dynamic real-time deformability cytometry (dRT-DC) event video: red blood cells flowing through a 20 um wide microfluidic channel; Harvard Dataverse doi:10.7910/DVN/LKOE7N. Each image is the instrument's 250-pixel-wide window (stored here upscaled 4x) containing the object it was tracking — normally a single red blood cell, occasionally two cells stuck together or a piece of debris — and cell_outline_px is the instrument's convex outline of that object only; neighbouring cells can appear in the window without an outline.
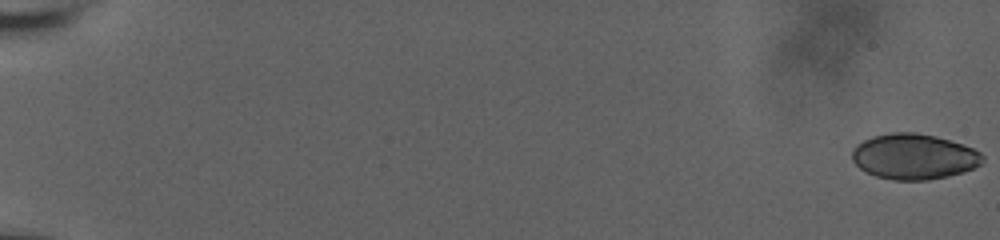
{"species": "human", "species_latin": "Homo sapiens", "temperature_condition": "room temperature", "stored_images_in_passage": 60, "camera_frame_rate_fps": 3000, "um_per_image_px": 0.085, "donor": {"sex": "male"}, "frame": {"image": 1, "passage_image": 1, "time_ms": 0.0, "image_size_px": [1000, 240], "cell_outline_px": [[984, 160], [980, 164], [972, 168], [948, 176], [928, 180], [892, 180], [876, 176], [860, 168], [852, 160], [852, 148], [856, 144], [872, 136], [892, 132], [916, 132], [936, 136], [972, 148], [980, 152], [984, 156]], "centroid_in_image_um": [77.65, 13.3], "position_along_channel_um": 7.3, "area_um2": 34.51}}
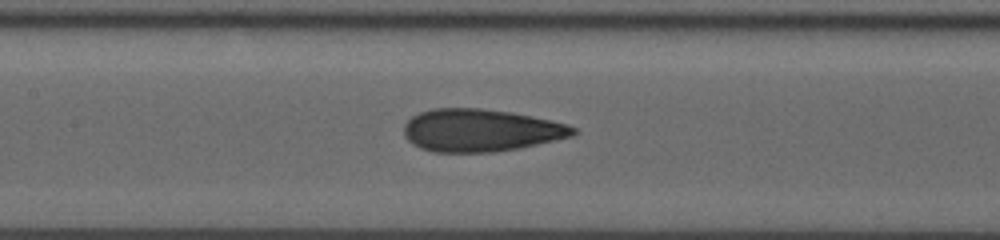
{"frame": {"image": 2, "passage_image": 32, "time_ms": 10.333, "image_size_px": [1000, 240], "cell_outline_px": [[576, 132], [572, 136], [520, 148], [496, 152], [432, 152], [420, 148], [412, 144], [404, 136], [404, 124], [412, 116], [420, 112], [432, 108], [480, 108], [512, 112], [552, 120], [568, 124], [576, 128]], "centroid_in_image_um": [40.84, 11.08], "position_along_channel_um": 166.6, "area_um2": 42.19}}
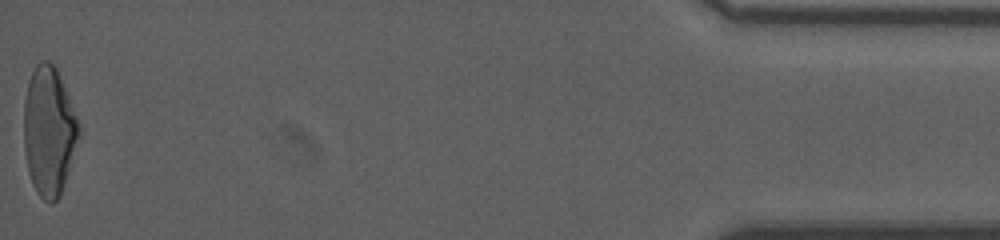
{"frame": {"image": 3, "passage_image": 60, "time_ms": 19.667, "image_size_px": [1000, 240], "cell_outline_px": [[80, 136], [60, 196], [52, 204], [44, 200], [36, 192], [32, 184], [28, 172], [24, 148], [24, 100], [28, 80], [36, 64], [40, 60], [48, 60], [56, 68], [80, 124]], "centroid_in_image_um": [4.15, 11.15], "position_along_channel_um": 431.0, "area_um2": 41.38}, "authors_computed_cell_mechanics": {"area_um2": 40.4311, "velocity_mm_per_s": 3.751, "shape_relaxation_time_tau1_ms": 10.4929, "shape_relaxation_time_tau2_ms": 1.094, "deformation_change_tau1": 0.2592, "deformation_change_tau2": 0.0825}}